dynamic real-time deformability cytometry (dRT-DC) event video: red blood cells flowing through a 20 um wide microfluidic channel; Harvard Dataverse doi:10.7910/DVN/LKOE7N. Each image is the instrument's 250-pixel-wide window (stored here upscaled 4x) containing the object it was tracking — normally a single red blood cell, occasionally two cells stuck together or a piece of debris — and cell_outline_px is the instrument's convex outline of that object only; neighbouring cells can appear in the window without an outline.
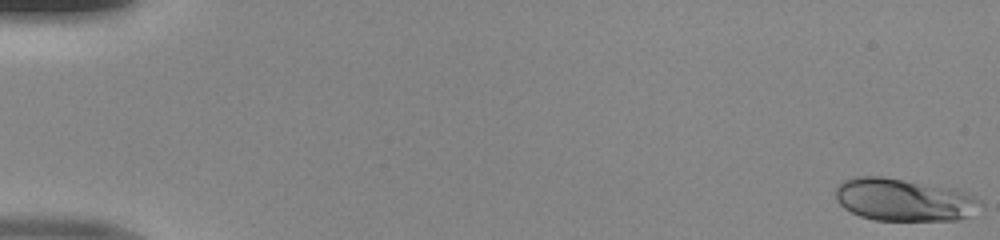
{"species": "human", "species_latin": "Homo sapiens", "temperature_condition": "room temperature", "stored_images_in_passage": 50, "camera_frame_rate_fps": 3000, "um_per_image_px": 0.085, "donor": {"sex": "male"}, "frame": {"image": 1, "passage_image": 1, "time_ms": 0.0, "image_size_px": [1000, 240], "cell_outline_px": [[984, 208], [968, 216], [956, 220], [876, 220], [860, 216], [844, 208], [836, 200], [836, 188], [844, 180], [856, 176], [880, 176], [956, 188], [968, 192], [976, 196], [984, 204]], "centroid_in_image_um": [76.9, 16.98], "position_along_channel_um": 8.1, "area_um2": 36.3}}
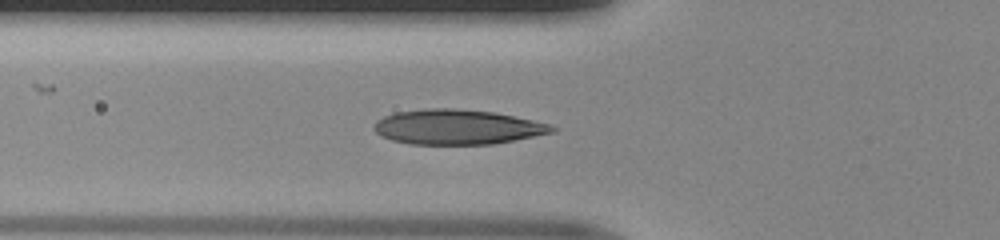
{"frame": {"image": 2, "passage_image": 19, "time_ms": 6.0, "image_size_px": [1000, 240], "cell_outline_px": [[556, 132], [492, 144], [412, 144], [392, 140], [380, 136], [372, 128], [376, 120], [384, 116], [396, 112], [428, 108], [456, 108], [496, 112], [552, 124], [556, 128]], "centroid_in_image_um": [38.87, 10.79], "position_along_channel_um": 86.9, "area_um2": 36.41}}
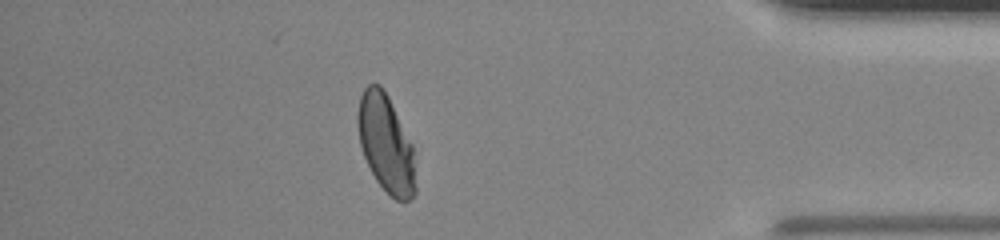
{"frame": {"image": 3, "passage_image": 44, "time_ms": 14.333, "image_size_px": [1000, 240], "cell_outline_px": [[416, 192], [408, 200], [396, 200], [376, 180], [364, 156], [360, 144], [356, 124], [356, 116], [360, 96], [364, 88], [368, 84], [380, 84], [388, 96], [412, 144], [416, 188]], "centroid_in_image_um": [32.78, 12.17], "position_along_channel_um": 402.4, "area_um2": 32.6}}